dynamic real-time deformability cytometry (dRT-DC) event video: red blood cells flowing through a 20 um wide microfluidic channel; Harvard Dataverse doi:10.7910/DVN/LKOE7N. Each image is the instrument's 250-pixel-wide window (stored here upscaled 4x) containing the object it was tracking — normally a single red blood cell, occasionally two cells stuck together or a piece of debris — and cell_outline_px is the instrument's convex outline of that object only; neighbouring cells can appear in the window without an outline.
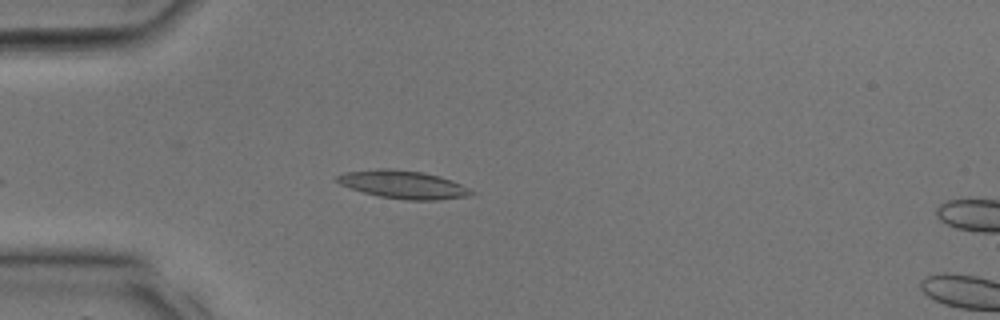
{"species": "common noctule bat (a hibernating species)", "species_latin": "Nyctalus noctula", "temperature_condition": "room temperature", "stored_images_in_passage": 7, "camera_frame_rate_fps": 3000, "um_per_image_px": 0.085, "animal": {"sex": "male", "body_mass_g": 17.9, "forearm_length_mm": 54.2}, "frame": {"image": 1, "passage_image": 4, "time_ms": 1.0, "image_size_px": [1000, 320], "cell_outline_px": [[476, 192], [472, 196], [440, 200], [408, 200], [380, 196], [364, 192], [340, 184], [336, 180], [336, 176], [344, 172], [380, 168], [388, 168], [424, 172], [440, 176], [452, 180]], "centroid_in_image_um": [34.32, 15.68], "position_along_channel_um": 50.7, "area_um2": 21.96}}
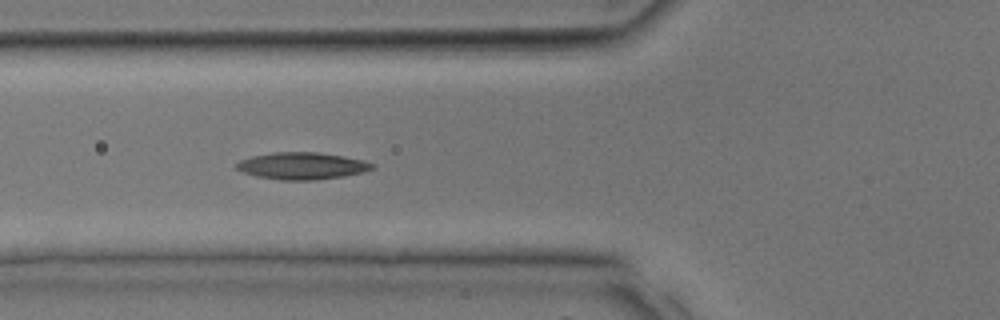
{"frame": {"image": 2, "passage_image": 7, "time_ms": 2.0, "image_size_px": [1000, 320], "cell_outline_px": [[376, 168], [364, 172], [344, 176], [312, 180], [280, 180], [256, 176], [244, 172], [236, 168], [236, 164], [240, 160], [252, 156], [276, 152], [316, 152], [344, 156], [364, 160], [376, 164]], "centroid_in_image_um": [25.73, 14.1], "position_along_channel_um": 100.1, "area_um2": 21.39}}